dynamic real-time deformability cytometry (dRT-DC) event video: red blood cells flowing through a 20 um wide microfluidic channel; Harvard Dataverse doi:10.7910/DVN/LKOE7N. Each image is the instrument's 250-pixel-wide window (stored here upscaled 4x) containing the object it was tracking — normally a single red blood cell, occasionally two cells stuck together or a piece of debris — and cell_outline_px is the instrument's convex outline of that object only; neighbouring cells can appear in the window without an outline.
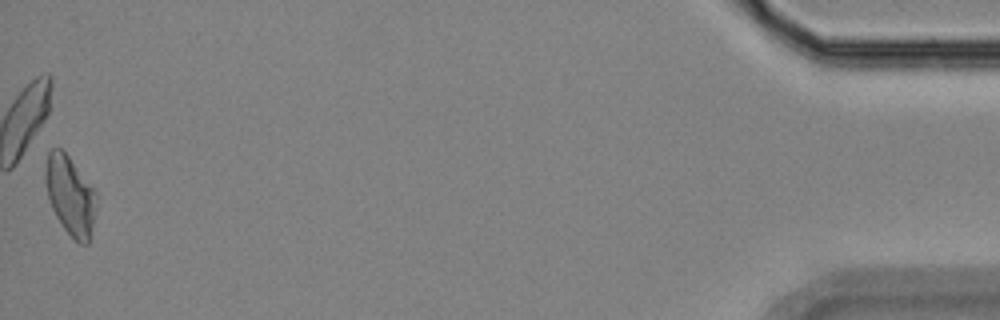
{"species": "Egyptian fruit bat (a non-hibernating species)", "species_latin": "Rousettus aegyptiacus", "temperature_condition": "room temperature", "stored_images_in_passage": 52, "camera_frame_rate_fps": 3000, "um_per_image_px": 0.085, "animal": {"sex": "female"}, "frame": {"image": 1, "passage_image": 52, "time_ms": 17.0, "image_size_px": [1000, 320], "cell_outline_px": [[96, 200], [92, 224], [88, 244], [80, 244], [64, 228], [56, 216], [52, 208], [48, 196], [44, 180], [44, 172], [48, 152], [52, 148], [60, 148], [68, 156], [96, 192]], "centroid_in_image_um": [5.93, 16.59], "position_along_channel_um": 429.3, "area_um2": 22.95}, "authors_computed_cell_mechanics": {"area_um2": 22.6865, "velocity_mm_per_s": 3.7174, "shape_relaxation_time_tau1_ms": null, "shape_relaxation_time_tau2_ms": 4.8485, "deformation_change_tau1": null, "deformation_change_tau2": 0.1184}}